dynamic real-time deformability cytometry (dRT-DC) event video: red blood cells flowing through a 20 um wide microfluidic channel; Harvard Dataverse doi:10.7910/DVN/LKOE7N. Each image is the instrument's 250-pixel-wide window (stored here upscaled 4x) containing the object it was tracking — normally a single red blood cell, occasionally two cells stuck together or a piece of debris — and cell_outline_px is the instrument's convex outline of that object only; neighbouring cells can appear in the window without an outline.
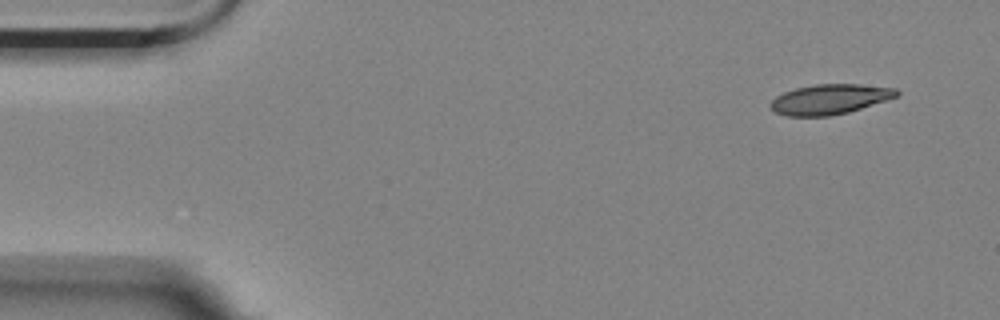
{"species": "Egyptian fruit bat (a non-hibernating species)", "species_latin": "Rousettus aegyptiacus", "temperature_condition": "room temperature", "stored_images_in_passage": 5, "camera_frame_rate_fps": 3000, "um_per_image_px": 0.085, "animal": {"sex": "female"}, "frame": {"image": 1, "passage_image": 1, "time_ms": 0.0, "image_size_px": [1000, 320], "cell_outline_px": [[900, 92], [896, 96], [848, 112], [828, 116], [784, 116], [776, 112], [768, 104], [776, 96], [784, 92], [796, 88], [816, 84], [860, 84], [896, 88]], "centroid_in_image_um": [70.49, 8.43], "position_along_channel_um": 14.5, "area_um2": 21.85}}
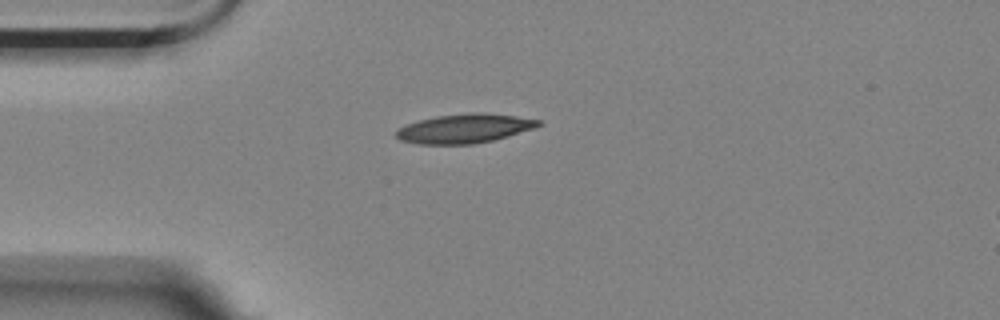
{"frame": {"image": 2, "passage_image": 4, "time_ms": 1.0, "image_size_px": [1000, 320], "cell_outline_px": [[544, 120], [536, 128], [492, 140], [472, 144], [420, 144], [400, 140], [396, 136], [396, 132], [404, 124], [436, 116], [468, 112], [484, 112], [516, 116]], "centroid_in_image_um": [39.51, 10.91], "position_along_channel_um": 45.5, "area_um2": 24.22}}